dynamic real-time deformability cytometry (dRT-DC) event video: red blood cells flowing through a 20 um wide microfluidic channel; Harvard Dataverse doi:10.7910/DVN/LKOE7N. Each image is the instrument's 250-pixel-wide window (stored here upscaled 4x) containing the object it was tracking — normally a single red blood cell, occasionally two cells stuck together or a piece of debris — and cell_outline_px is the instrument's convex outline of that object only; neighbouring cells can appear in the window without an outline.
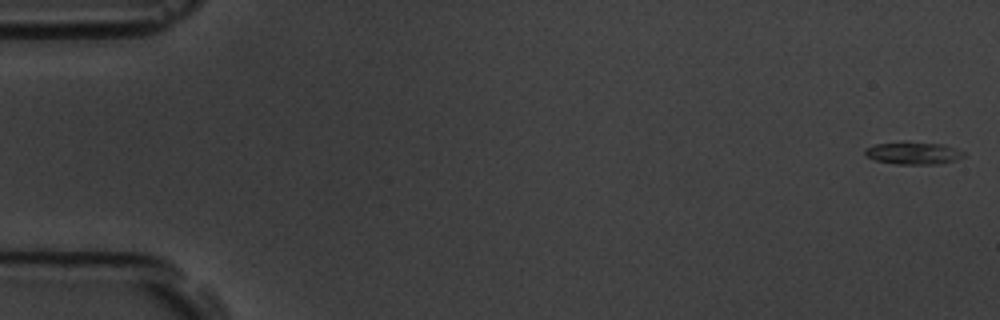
{"species": "common noctule bat (a hibernating species)", "species_latin": "Nyctalus noctula", "temperature_condition": "room temperature", "stored_images_in_passage": 56, "camera_frame_rate_fps": 3000, "um_per_image_px": 0.085, "animal": {"sex": "male", "body_mass_g": 19.5, "forearm_length_mm": 54.6}, "frame": {"image": 1, "passage_image": 1, "time_ms": 0.0, "image_size_px": [1000, 320], "cell_outline_px": [[964, 156], [952, 160], [936, 164], [896, 164], [876, 160], [864, 156], [864, 148], [876, 144], [904, 140], [908, 140], [944, 144], [964, 152]], "centroid_in_image_um": [77.55, 12.98], "position_along_channel_um": 7.4, "area_um2": 13.18}}
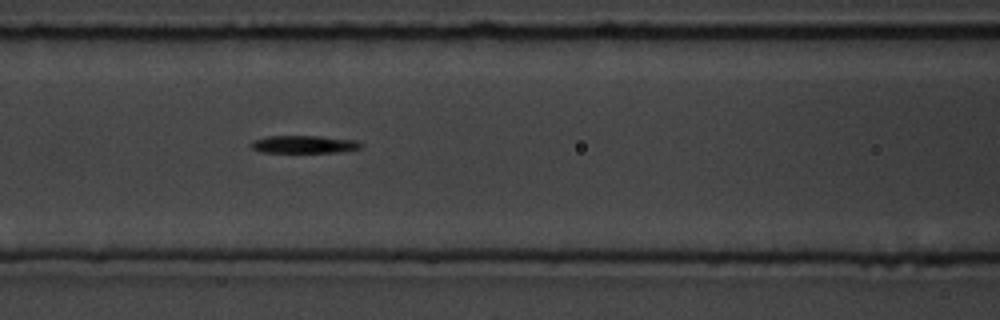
{"frame": {"image": 2, "passage_image": 24, "time_ms": 7.667, "image_size_px": [1000, 320], "cell_outline_px": [[364, 144], [360, 148], [336, 152], [260, 152], [252, 148], [252, 140], [268, 136], [320, 136], [356, 140]], "centroid_in_image_um": [25.85, 12.26], "position_along_channel_um": 140.8, "area_um2": 11.21}}
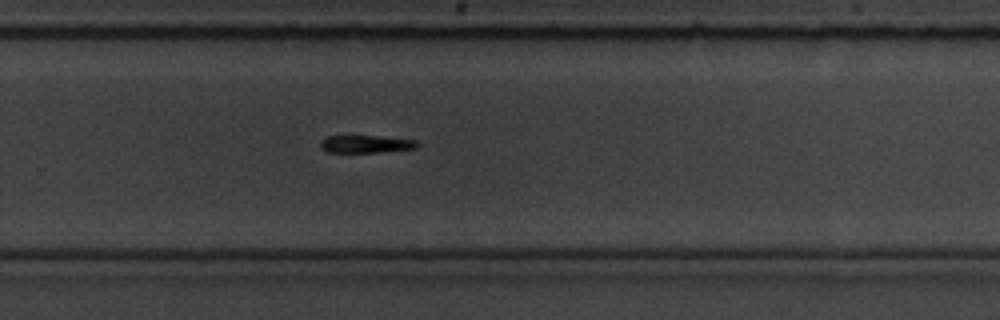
{"frame": {"image": 3, "passage_image": 37, "time_ms": 12.0, "image_size_px": [1000, 320], "cell_outline_px": [[420, 144], [416, 148], [380, 152], [328, 152], [320, 148], [320, 140], [328, 136], [348, 132], [416, 140]], "centroid_in_image_um": [31.02, 12.18], "position_along_channel_um": 298.8, "area_um2": 10.75}, "authors_computed_cell_mechanics": {"area_um2": 11.2999, "velocity_mm_per_s": 3.6625, "shape_relaxation_time_tau1_ms": 2.8965, "shape_relaxation_time_tau2_ms": null, "deformation_change_tau1": 0.1842, "deformation_change_tau2": null}}